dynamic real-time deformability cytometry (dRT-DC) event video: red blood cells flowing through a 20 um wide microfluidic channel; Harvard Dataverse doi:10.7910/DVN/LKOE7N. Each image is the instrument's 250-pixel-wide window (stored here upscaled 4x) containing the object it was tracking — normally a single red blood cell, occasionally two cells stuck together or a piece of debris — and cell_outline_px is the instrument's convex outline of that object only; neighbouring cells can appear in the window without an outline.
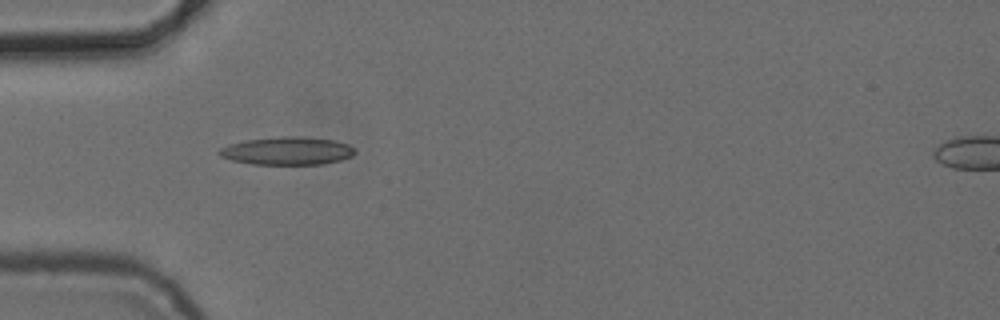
{"species": "common noctule bat (a hibernating species)", "species_latin": "Nyctalus noctula", "temperature_condition": "cold", "stored_images_in_passage": 5, "camera_frame_rate_fps": 3000, "um_per_image_px": 0.085, "animal": {"sex": "female", "body_mass_g": 24.6, "forearm_length_mm": 56.2}, "frame": {"image": 1, "passage_image": 5, "time_ms": 5.0, "image_size_px": [1000, 320], "cell_outline_px": [[356, 152], [352, 156], [340, 160], [324, 164], [252, 164], [232, 160], [220, 156], [216, 152], [220, 148], [228, 144], [244, 140], [280, 136], [304, 136], [336, 140], [348, 144], [356, 148]], "centroid_in_image_um": [24.43, 12.81], "position_along_channel_um": 60.6, "area_um2": 22.43}}